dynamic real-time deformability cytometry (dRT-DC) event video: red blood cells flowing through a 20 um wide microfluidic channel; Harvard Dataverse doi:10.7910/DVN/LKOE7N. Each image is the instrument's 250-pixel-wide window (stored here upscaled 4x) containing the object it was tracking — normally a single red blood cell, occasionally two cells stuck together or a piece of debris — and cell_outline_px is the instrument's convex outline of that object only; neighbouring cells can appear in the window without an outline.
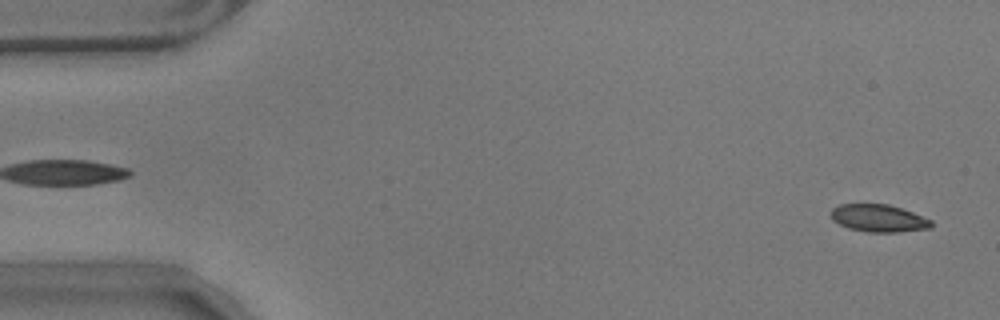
{"species": "common noctule bat (a hibernating species)", "species_latin": "Nyctalus noctula", "temperature_condition": "warm", "stored_images_in_passage": 56, "camera_frame_rate_fps": 3000, "um_per_image_px": 0.085, "animal": {"sex": "male", "body_mass_g": 17.9}, "frame": {"image": 1, "passage_image": 2, "time_ms": 0.333, "image_size_px": [1000, 320], "cell_outline_px": [[932, 228], [900, 232], [868, 232], [848, 228], [832, 220], [832, 208], [840, 204], [888, 204], [912, 212], [932, 220]], "centroid_in_image_um": [74.7, 18.55], "position_along_channel_um": 10.3, "area_um2": 16.01}}
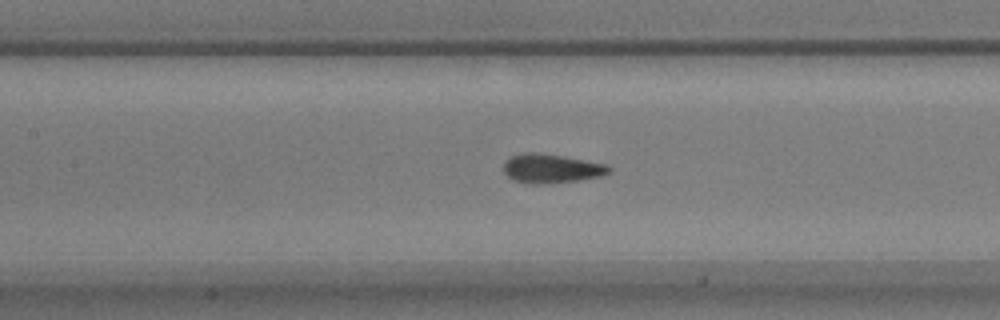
{"frame": {"image": 2, "passage_image": 25, "time_ms": 8.0, "image_size_px": [1000, 320], "cell_outline_px": [[612, 172], [600, 176], [576, 180], [548, 184], [536, 184], [516, 180], [508, 176], [504, 172], [504, 160], [512, 156], [524, 152], [540, 152], [564, 156], [608, 164], [612, 168]], "centroid_in_image_um": [46.89, 14.3], "position_along_channel_um": 160.5, "area_um2": 17.92}}
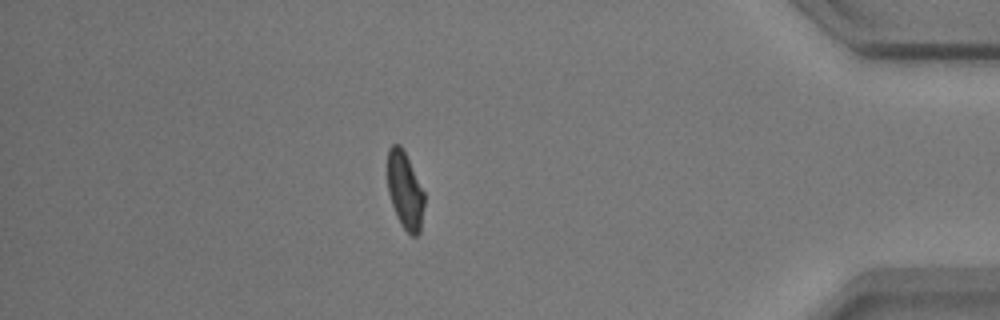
{"frame": {"image": 3, "passage_image": 49, "time_ms": 16.0, "image_size_px": [1000, 320], "cell_outline_px": [[424, 204], [420, 232], [416, 236], [412, 236], [400, 224], [396, 216], [388, 192], [388, 148], [392, 144], [400, 144], [424, 192]], "centroid_in_image_um": [34.41, 16.22], "position_along_channel_um": 400.8, "area_um2": 16.3}, "authors_computed_cell_mechanics": {"area_um2": 17.2533, "velocity_mm_per_s": 3.5366, "shape_relaxation_time_tau1_ms": 3.8528, "shape_relaxation_time_tau2_ms": 0.8566, "deformation_change_tau1": 0.1468, "deformation_change_tau2": 0.0546}}